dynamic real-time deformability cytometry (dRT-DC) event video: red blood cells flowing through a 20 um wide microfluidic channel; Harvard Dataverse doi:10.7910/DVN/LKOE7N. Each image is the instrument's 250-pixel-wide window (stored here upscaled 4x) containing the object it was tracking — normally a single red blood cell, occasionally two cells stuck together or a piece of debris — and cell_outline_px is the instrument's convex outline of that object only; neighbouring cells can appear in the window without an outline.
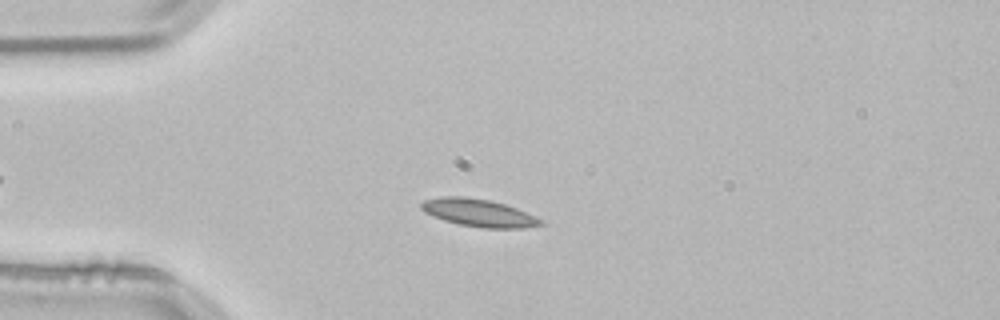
{"species": "common noctule bat (a hibernating species)", "species_latin": "Nyctalus noctula", "temperature_condition": "room temperature", "stored_images_in_passage": 37, "camera_frame_rate_fps": 3000, "um_per_image_px": 0.085, "animal": {"sex": "male", "body_mass_g": 21.5, "forearm_length_mm": 52.0}, "frame": {"image": 1, "passage_image": 6, "time_ms": 1.667, "image_size_px": [1000, 320], "cell_outline_px": [[544, 224], [524, 228], [484, 228], [460, 224], [444, 220], [424, 212], [420, 208], [420, 204], [424, 200], [440, 196], [464, 196], [488, 200], [504, 204], [516, 208], [540, 220]], "centroid_in_image_um": [40.62, 18.08], "position_along_channel_um": 44.4, "area_um2": 18.9}}
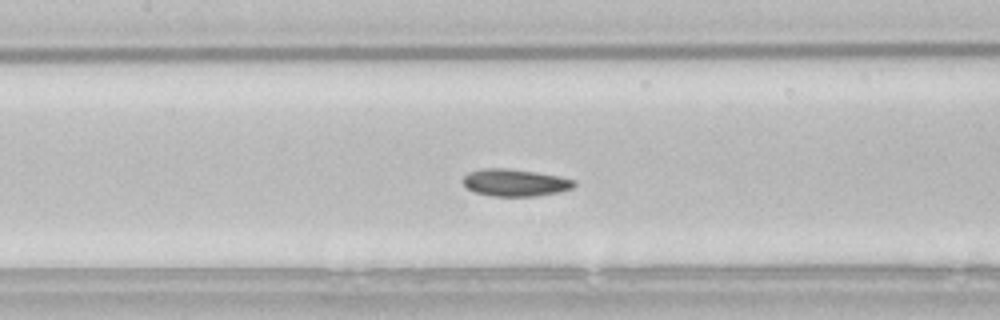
{"frame": {"image": 2, "passage_image": 17, "time_ms": 5.333, "image_size_px": [1000, 320], "cell_outline_px": [[576, 184], [572, 188], [560, 192], [536, 196], [492, 196], [476, 192], [468, 188], [464, 184], [464, 176], [468, 172], [480, 168], [508, 168], [536, 172], [560, 176], [576, 180]], "centroid_in_image_um": [43.81, 15.51], "position_along_channel_um": 163.6, "area_um2": 17.69}}
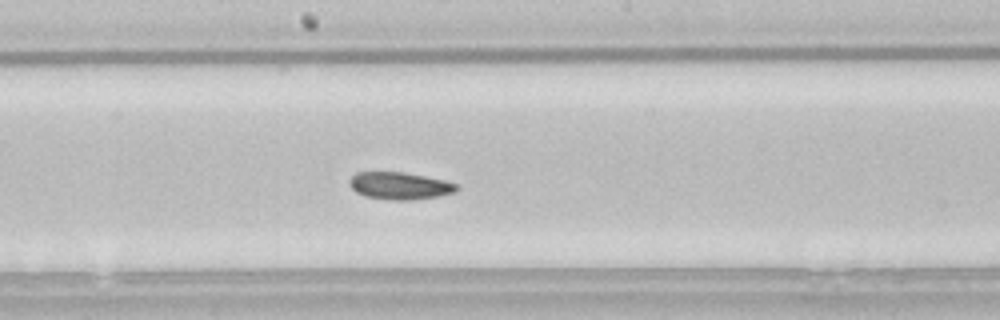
{"frame": {"image": 3, "passage_image": 21, "time_ms": 6.667, "image_size_px": [1000, 320], "cell_outline_px": [[460, 188], [456, 192], [436, 196], [412, 200], [396, 200], [364, 196], [356, 192], [348, 184], [348, 180], [356, 172], [400, 172], [424, 176], [444, 180], [456, 184]], "centroid_in_image_um": [33.95, 15.79], "position_along_channel_um": 214.2, "area_um2": 16.94}, "authors_computed_cell_mechanics": {"area_um2": 17.34, "velocity_mm_per_s": 3.8053, "shape_relaxation_time_tau1_ms": 3.3785, "shape_relaxation_time_tau2_ms": 3.5427, "deformation_change_tau1": 0.0844, "deformation_change_tau2": 0.086}}